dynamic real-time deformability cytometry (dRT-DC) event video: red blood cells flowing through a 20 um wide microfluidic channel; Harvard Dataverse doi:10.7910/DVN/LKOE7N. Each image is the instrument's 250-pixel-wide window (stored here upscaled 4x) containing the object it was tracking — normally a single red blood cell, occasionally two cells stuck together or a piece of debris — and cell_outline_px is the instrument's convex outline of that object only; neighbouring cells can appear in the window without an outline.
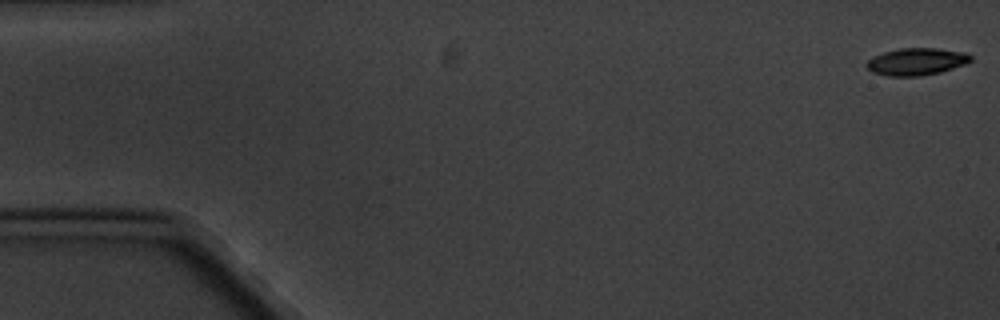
{"species": "common noctule bat (a hibernating species)", "species_latin": "Nyctalus noctula", "temperature_condition": "cold", "stored_images_in_passage": 6, "camera_frame_rate_fps": 3000, "um_per_image_px": 0.085, "animal": {"sex": "male", "body_mass_g": 20.1, "forearm_length_mm": 53.5}, "frame": {"image": 1, "passage_image": 1, "time_ms": 0.0, "image_size_px": [1000, 320], "cell_outline_px": [[972, 60], [964, 64], [940, 72], [920, 76], [888, 76], [872, 72], [868, 68], [868, 60], [872, 56], [884, 52], [900, 48], [936, 48], [968, 52], [972, 56]], "centroid_in_image_um": [77.92, 5.23], "position_along_channel_um": 7.1, "area_um2": 16.47}}